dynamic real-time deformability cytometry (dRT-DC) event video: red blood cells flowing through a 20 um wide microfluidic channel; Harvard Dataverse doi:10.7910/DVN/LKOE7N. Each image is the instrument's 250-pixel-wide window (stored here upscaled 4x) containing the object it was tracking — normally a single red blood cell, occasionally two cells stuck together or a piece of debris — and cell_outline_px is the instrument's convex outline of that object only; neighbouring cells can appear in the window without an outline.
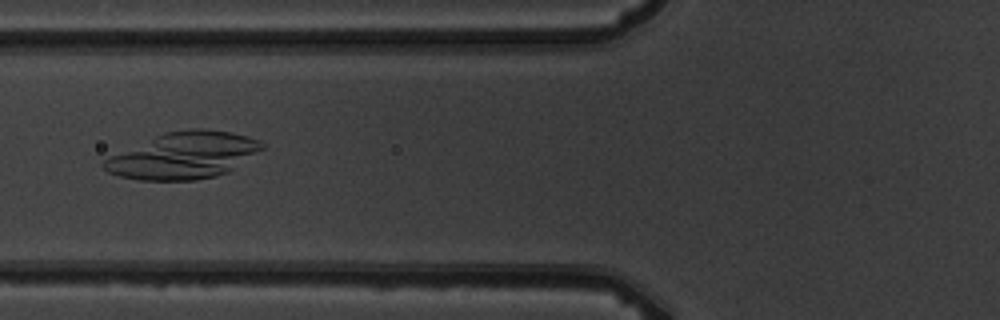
{"species": "common noctule bat (a hibernating species)", "species_latin": "Nyctalus noctula", "temperature_condition": "warm", "stored_images_in_passage": 6, "camera_frame_rate_fps": 3000, "um_per_image_px": 0.085, "animal": {"sex": "male", "body_mass_g": 19.5, "forearm_length_mm": 54.6}, "frame": {"image": 1, "passage_image": 6, "time_ms": 7.333, "image_size_px": [1000, 320], "cell_outline_px": [[264, 148], [232, 172], [216, 176], [196, 180], [140, 180], [120, 176], [108, 172], [100, 164], [104, 160], [112, 156], [164, 132], [188, 128], [204, 128], [232, 132], [260, 140], [264, 144]], "centroid_in_image_um": [15.68, 13.22], "position_along_channel_um": 110.1, "area_um2": 43.0}}